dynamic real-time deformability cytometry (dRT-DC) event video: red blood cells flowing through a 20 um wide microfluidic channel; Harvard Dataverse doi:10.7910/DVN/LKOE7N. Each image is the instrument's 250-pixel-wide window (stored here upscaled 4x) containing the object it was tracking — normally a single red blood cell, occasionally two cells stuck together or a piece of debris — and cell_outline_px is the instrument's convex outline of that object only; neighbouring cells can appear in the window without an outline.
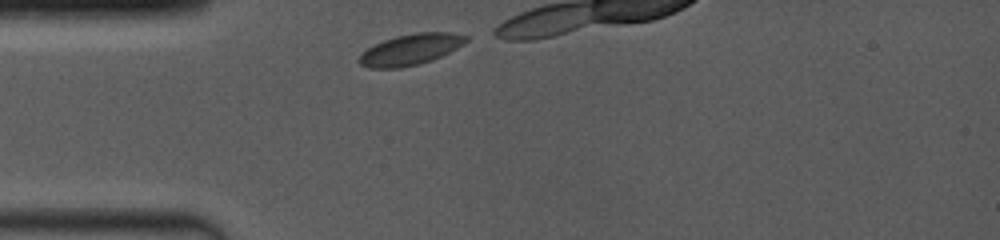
{"species": "common noctule bat (a hibernating species)", "species_latin": "Nyctalus noctula", "temperature_condition": "room temperature", "stored_images_in_passage": 4, "camera_frame_rate_fps": 4000, "um_per_image_px": 0.085, "animal": {"sex": "female", "body_mass_g": 19.0, "forearm_length_mm": 53.3}, "frame": {"image": 1, "passage_image": 1, "time_ms": 0.0, "image_size_px": [1000, 240], "cell_outline_px": [[468, 40], [464, 44], [432, 60], [420, 64], [400, 68], [368, 68], [360, 64], [356, 60], [368, 48], [384, 40], [396, 36], [416, 32], [452, 32], [468, 36]], "centroid_in_image_um": [34.9, 4.21], "position_along_channel_um": 50.1, "area_um2": 19.25}}